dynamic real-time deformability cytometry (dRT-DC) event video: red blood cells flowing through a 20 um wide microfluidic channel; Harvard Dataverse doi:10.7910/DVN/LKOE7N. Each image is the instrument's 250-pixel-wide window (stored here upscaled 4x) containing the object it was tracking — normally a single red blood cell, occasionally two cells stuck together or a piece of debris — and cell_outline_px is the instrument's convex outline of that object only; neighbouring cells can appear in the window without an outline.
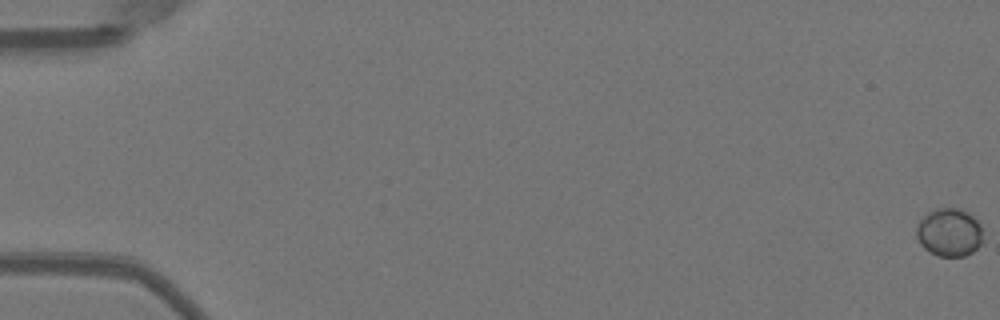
{"species": "Egyptian fruit bat (a non-hibernating species)", "species_latin": "Rousettus aegyptiacus", "temperature_condition": "warm", "stored_images_in_passage": 17, "camera_frame_rate_fps": 3000, "um_per_image_px": 0.085, "animal": {"sex": "female"}, "frame": {"image": 1, "passage_image": 1, "time_ms": 0.0, "image_size_px": [1000, 320], "cell_outline_px": [[984, 244], [972, 252], [964, 256], [936, 256], [924, 248], [920, 244], [916, 236], [916, 224], [928, 212], [936, 208], [964, 208], [980, 224], [984, 240]], "centroid_in_image_um": [80.71, 19.75], "position_along_channel_um": 4.3, "area_um2": 19.07}}
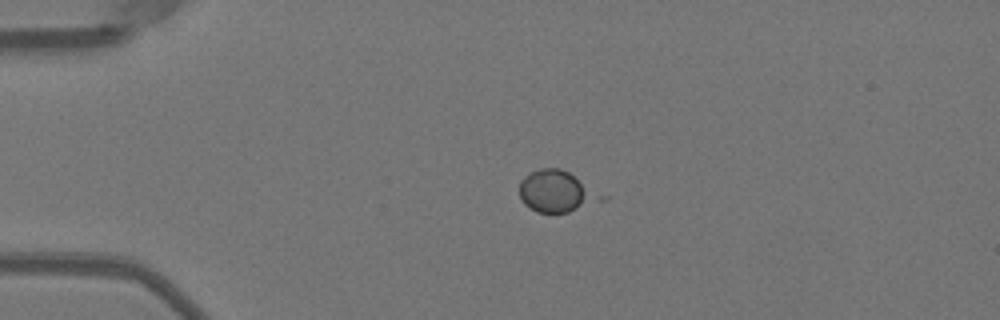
{"frame": {"image": 2, "passage_image": 14, "time_ms": 4.333, "image_size_px": [1000, 320], "cell_outline_px": [[588, 196], [576, 208], [568, 212], [536, 212], [524, 204], [520, 196], [520, 180], [524, 176], [540, 168], [560, 168], [568, 172], [580, 184]], "centroid_in_image_um": [46.86, 16.23], "position_along_channel_um": 38.1, "area_um2": 16.94}}